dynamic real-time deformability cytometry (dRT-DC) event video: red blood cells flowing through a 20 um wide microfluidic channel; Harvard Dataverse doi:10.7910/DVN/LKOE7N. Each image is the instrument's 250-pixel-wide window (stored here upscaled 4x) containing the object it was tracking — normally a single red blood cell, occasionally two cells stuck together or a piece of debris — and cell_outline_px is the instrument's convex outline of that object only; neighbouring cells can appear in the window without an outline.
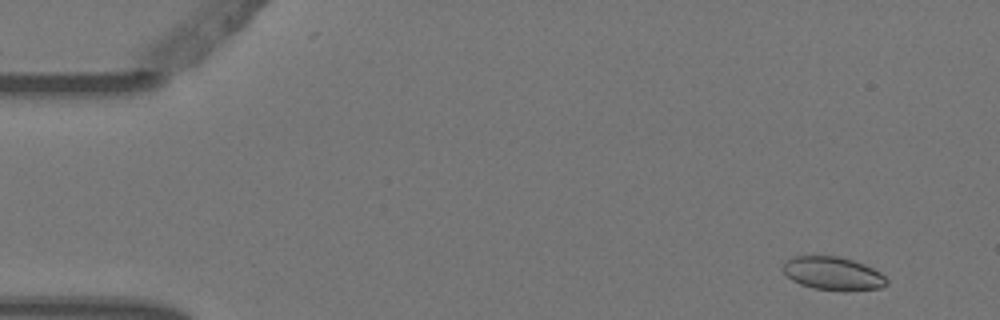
{"species": "Egyptian fruit bat (a non-hibernating species)", "species_latin": "Rousettus aegyptiacus", "temperature_condition": "warm", "stored_images_in_passage": 5, "camera_frame_rate_fps": 3000, "um_per_image_px": 0.085, "animal": {"sex": "female"}, "frame": {"image": 1, "passage_image": 1, "time_ms": 0.0, "image_size_px": [1000, 320], "cell_outline_px": [[888, 284], [880, 288], [812, 288], [800, 284], [792, 280], [784, 272], [784, 264], [792, 256], [836, 256], [852, 260], [864, 264], [880, 272], [888, 280]], "centroid_in_image_um": [70.78, 23.2], "position_along_channel_um": 14.2, "area_um2": 19.19}}
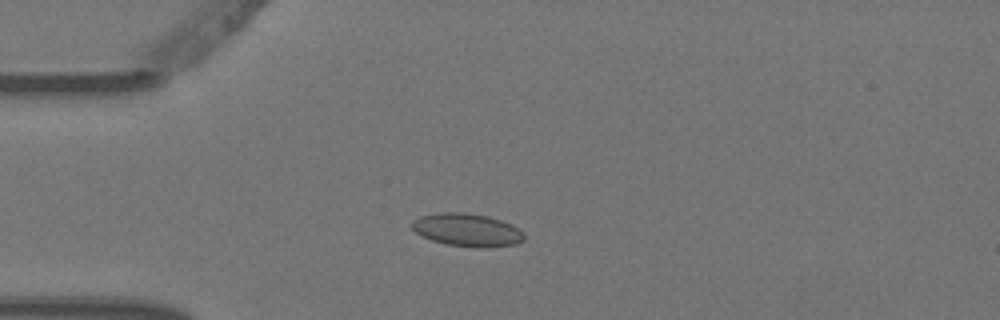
{"frame": {"image": 2, "passage_image": 4, "time_ms": 1.0, "image_size_px": [1000, 320], "cell_outline_px": [[524, 240], [516, 244], [488, 248], [480, 248], [444, 244], [420, 236], [412, 228], [412, 220], [420, 216], [440, 212], [460, 212], [488, 216], [512, 224], [524, 232]], "centroid_in_image_um": [39.71, 19.55], "position_along_channel_um": 45.3, "area_um2": 21.73}}
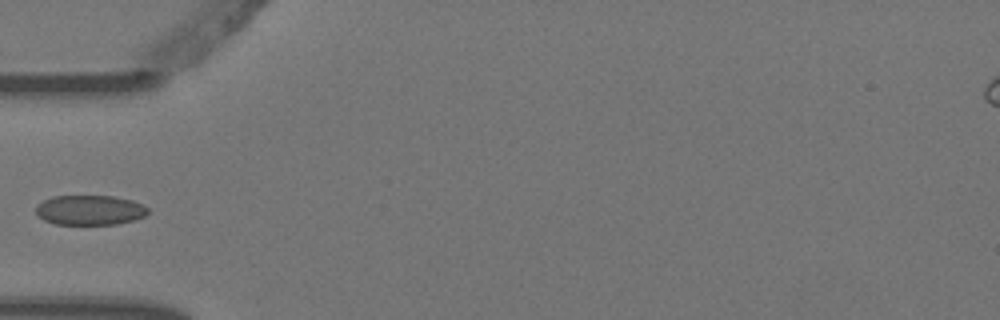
{"frame": {"image": 3, "passage_image": 5, "time_ms": 1.333, "image_size_px": [1000, 320], "cell_outline_px": [[148, 212], [144, 216], [132, 220], [116, 224], [56, 224], [44, 220], [36, 212], [36, 204], [52, 196], [112, 196], [132, 200], [144, 204], [148, 208]], "centroid_in_image_um": [7.64, 17.85], "position_along_channel_um": 77.4, "area_um2": 19.42}}